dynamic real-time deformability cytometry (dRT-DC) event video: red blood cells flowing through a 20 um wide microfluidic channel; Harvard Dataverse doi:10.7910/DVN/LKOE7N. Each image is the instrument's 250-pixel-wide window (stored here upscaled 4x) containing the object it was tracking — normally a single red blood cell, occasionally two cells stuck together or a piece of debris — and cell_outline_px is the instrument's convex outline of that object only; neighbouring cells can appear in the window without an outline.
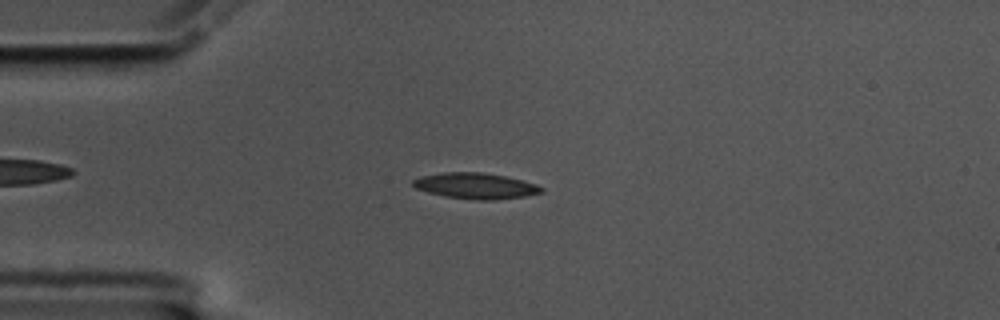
{"species": "common noctule bat (a hibernating species)", "species_latin": "Nyctalus noctula", "temperature_condition": "cold", "stored_images_in_passage": 50, "camera_frame_rate_fps": 3000, "um_per_image_px": 0.085, "animal": {"sex": "male", "body_mass_g": 17.5, "forearm_length_mm": 52.3}, "frame": {"image": 1, "passage_image": 14, "time_ms": 4.333, "image_size_px": [1000, 320], "cell_outline_px": [[544, 192], [524, 196], [492, 200], [472, 200], [444, 196], [428, 192], [416, 188], [412, 184], [412, 180], [420, 176], [444, 172], [480, 172], [504, 176], [536, 184], [544, 188]], "centroid_in_image_um": [40.4, 15.8], "position_along_channel_um": 44.6, "area_um2": 19.31}}
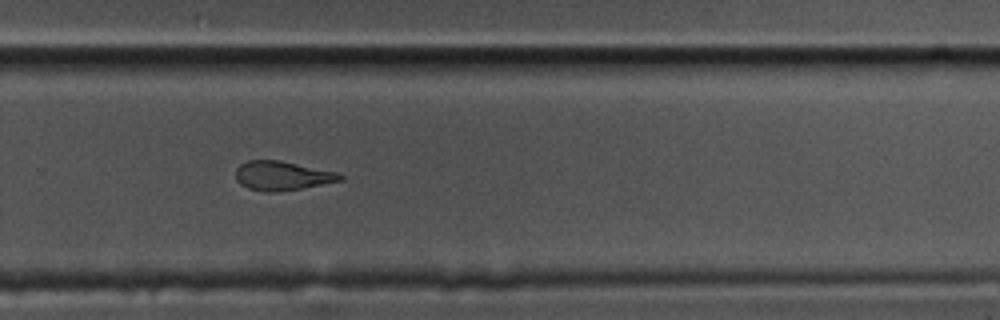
{"frame": {"image": 2, "passage_image": 38, "time_ms": 12.333, "image_size_px": [1000, 320], "cell_outline_px": [[344, 180], [300, 188], [276, 192], [264, 192], [248, 188], [240, 184], [236, 180], [236, 168], [240, 164], [248, 160], [280, 160], [336, 172], [344, 176]], "centroid_in_image_um": [23.96, 14.93], "position_along_channel_um": 305.8, "area_um2": 17.69}}
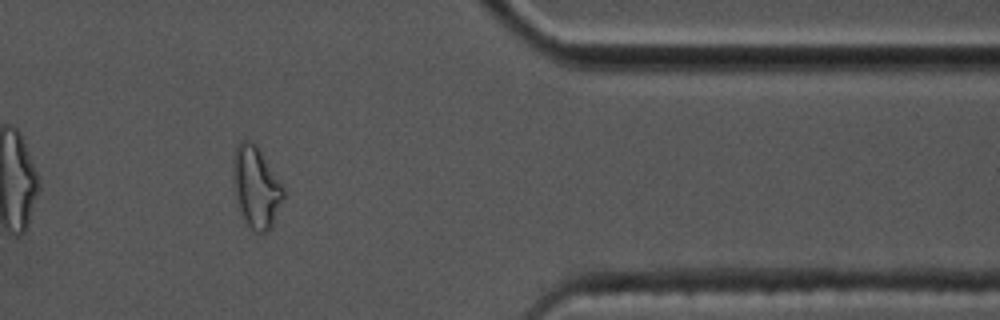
{"frame": {"image": 3, "passage_image": 47, "time_ms": 15.333, "image_size_px": [1000, 320], "cell_outline_px": [[284, 200], [272, 224], [264, 232], [256, 232], [248, 224], [240, 208], [232, 184], [232, 160], [236, 144], [240, 140], [248, 140], [256, 144], [284, 188]], "centroid_in_image_um": [21.75, 15.83], "position_along_channel_um": 389.7, "area_um2": 23.58}, "authors_computed_cell_mechanics": {"area_um2": 18.496, "velocity_mm_per_s": 3.4818, "shape_relaxation_time_tau1_ms": 8.4563, "shape_relaxation_time_tau2_ms": 2.8751, "deformation_change_tau1": 0.194, "deformation_change_tau2": 0.1092}}